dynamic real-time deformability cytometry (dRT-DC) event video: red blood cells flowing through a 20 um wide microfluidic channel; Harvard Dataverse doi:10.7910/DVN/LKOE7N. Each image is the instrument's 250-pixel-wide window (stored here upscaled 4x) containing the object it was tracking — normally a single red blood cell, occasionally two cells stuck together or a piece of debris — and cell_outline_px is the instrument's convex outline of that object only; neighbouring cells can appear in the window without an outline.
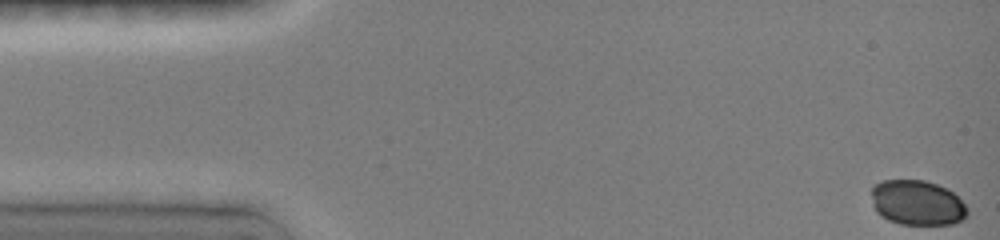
{"species": "common noctule bat (a hibernating species)", "species_latin": "Nyctalus noctula", "temperature_condition": "room temperature", "stored_images_in_passage": 9, "camera_frame_rate_fps": 3000, "um_per_image_px": 0.085, "animal": {"sex": "female", "body_mass_g": 19.0, "forearm_length_mm": 51.5}, "frame": {"image": 1, "passage_image": 1, "time_ms": 0.0, "image_size_px": [1000, 240], "cell_outline_px": [[968, 216], [964, 220], [952, 224], [900, 224], [888, 220], [880, 216], [876, 212], [872, 204], [872, 188], [880, 180], [924, 180], [948, 188], [968, 208]], "centroid_in_image_um": [77.96, 17.24], "position_along_channel_um": 7.0, "area_um2": 25.37}}
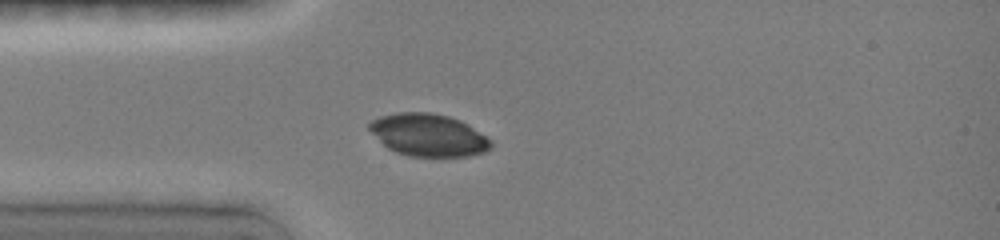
{"frame": {"image": 2, "passage_image": 9, "time_ms": 4.0, "image_size_px": [1000, 240], "cell_outline_px": [[492, 148], [484, 152], [468, 156], [408, 156], [396, 152], [388, 148], [368, 128], [368, 124], [372, 120], [380, 116], [396, 112], [432, 112], [448, 116], [460, 120], [468, 124], [492, 140]], "centroid_in_image_um": [36.43, 11.47], "position_along_channel_um": 48.6, "area_um2": 30.06}}